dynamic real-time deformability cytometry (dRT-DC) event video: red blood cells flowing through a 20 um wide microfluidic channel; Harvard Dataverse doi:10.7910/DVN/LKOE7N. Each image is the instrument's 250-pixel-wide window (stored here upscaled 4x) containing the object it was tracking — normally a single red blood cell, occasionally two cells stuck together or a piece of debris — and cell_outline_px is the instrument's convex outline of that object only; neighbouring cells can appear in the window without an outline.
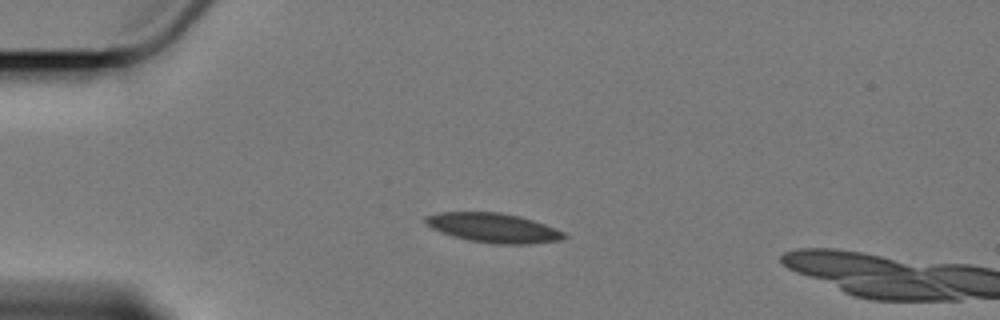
{"species": "Egyptian fruit bat (a non-hibernating species)", "species_latin": "Rousettus aegyptiacus", "temperature_condition": "cold", "stored_images_in_passage": 5, "camera_frame_rate_fps": 3000, "um_per_image_px": 0.085, "animal": {"sex": "female"}, "frame": {"image": 1, "passage_image": 3, "time_ms": 2.667, "image_size_px": [1000, 320], "cell_outline_px": [[568, 236], [560, 240], [528, 244], [496, 244], [468, 240], [452, 236], [440, 232], [432, 228], [424, 220], [424, 216], [440, 212], [500, 212], [520, 216], [544, 224], [564, 232]], "centroid_in_image_um": [41.92, 19.36], "position_along_channel_um": 43.1, "area_um2": 23.7}}
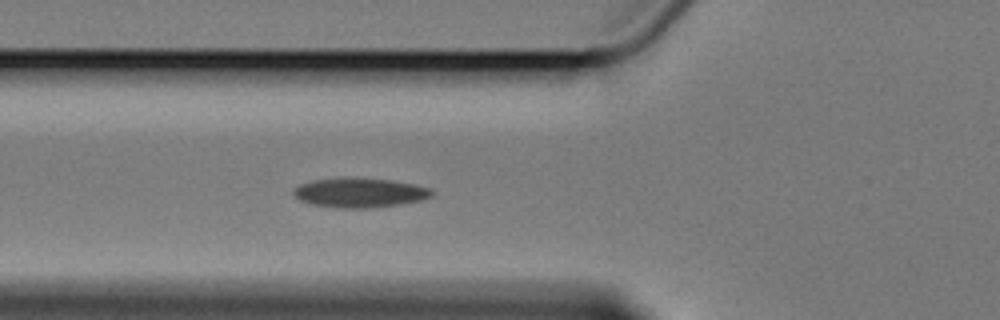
{"frame": {"image": 2, "passage_image": 5, "time_ms": 5.0, "image_size_px": [1000, 320], "cell_outline_px": [[436, 192], [432, 196], [424, 200], [400, 204], [368, 208], [336, 208], [312, 204], [300, 200], [292, 192], [300, 184], [312, 180], [392, 180], [432, 188]], "centroid_in_image_um": [30.66, 16.42], "position_along_channel_um": 95.1, "area_um2": 23.0}}